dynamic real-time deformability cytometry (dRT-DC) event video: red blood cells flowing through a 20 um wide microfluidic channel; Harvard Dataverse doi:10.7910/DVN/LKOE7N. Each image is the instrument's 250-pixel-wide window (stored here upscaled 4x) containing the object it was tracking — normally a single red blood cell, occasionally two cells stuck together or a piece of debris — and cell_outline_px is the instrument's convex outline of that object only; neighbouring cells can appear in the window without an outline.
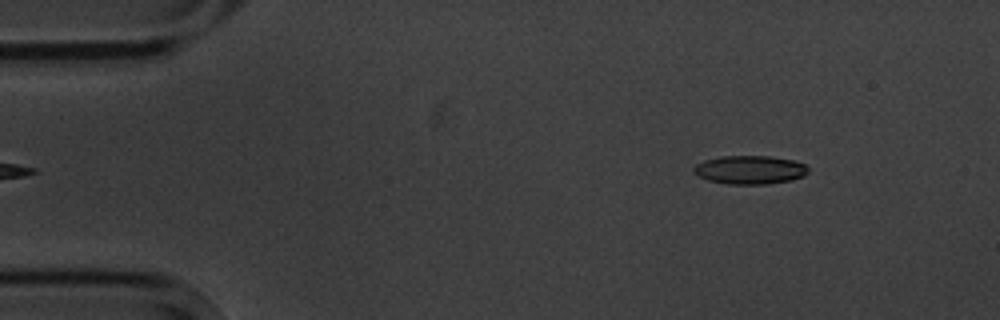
{"species": "common noctule bat (a hibernating species)", "species_latin": "Nyctalus noctula", "temperature_condition": "cold", "stored_images_in_passage": 6, "camera_frame_rate_fps": 3000, "um_per_image_px": 0.085, "animal": {"sex": "male", "body_mass_g": 20.1, "forearm_length_mm": 53.5}, "frame": {"image": 1, "passage_image": 6, "time_ms": 6.0, "image_size_px": [1000, 320], "cell_outline_px": [[808, 172], [804, 176], [792, 180], [768, 184], [728, 184], [708, 180], [692, 172], [692, 168], [696, 164], [704, 160], [720, 156], [772, 156], [796, 160], [804, 164], [808, 168]], "centroid_in_image_um": [63.75, 14.43], "position_along_channel_um": 21.2, "area_um2": 19.25}}